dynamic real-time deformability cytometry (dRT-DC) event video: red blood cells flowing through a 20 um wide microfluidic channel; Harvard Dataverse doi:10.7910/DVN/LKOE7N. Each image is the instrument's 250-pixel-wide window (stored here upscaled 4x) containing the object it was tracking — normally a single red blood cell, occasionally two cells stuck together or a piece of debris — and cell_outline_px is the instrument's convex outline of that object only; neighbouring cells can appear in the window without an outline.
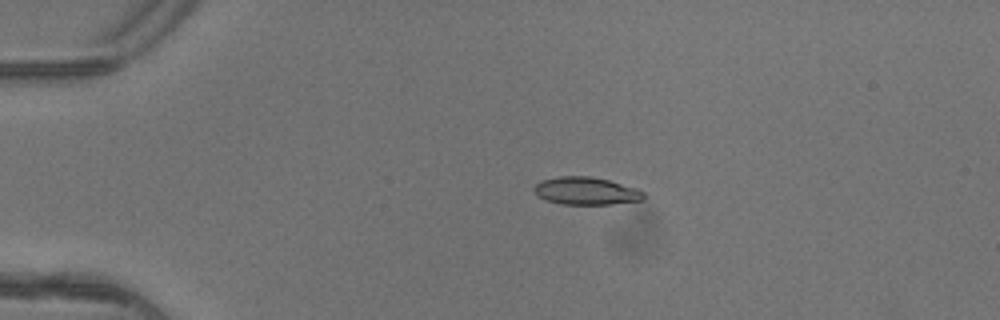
{"species": "common noctule bat (a hibernating species)", "species_latin": "Nyctalus noctula", "temperature_condition": "warm", "stored_images_in_passage": 3, "camera_frame_rate_fps": 3000, "um_per_image_px": 0.085, "animal": {"sex": "female"}, "frame": {"image": 1, "passage_image": 1, "time_ms": 0.0, "image_size_px": [1000, 320], "cell_outline_px": [[644, 200], [612, 204], [564, 204], [544, 200], [532, 188], [540, 180], [560, 176], [588, 176], [608, 180], [636, 188], [644, 192]], "centroid_in_image_um": [49.81, 16.23], "position_along_channel_um": 35.2, "area_um2": 17.57}}